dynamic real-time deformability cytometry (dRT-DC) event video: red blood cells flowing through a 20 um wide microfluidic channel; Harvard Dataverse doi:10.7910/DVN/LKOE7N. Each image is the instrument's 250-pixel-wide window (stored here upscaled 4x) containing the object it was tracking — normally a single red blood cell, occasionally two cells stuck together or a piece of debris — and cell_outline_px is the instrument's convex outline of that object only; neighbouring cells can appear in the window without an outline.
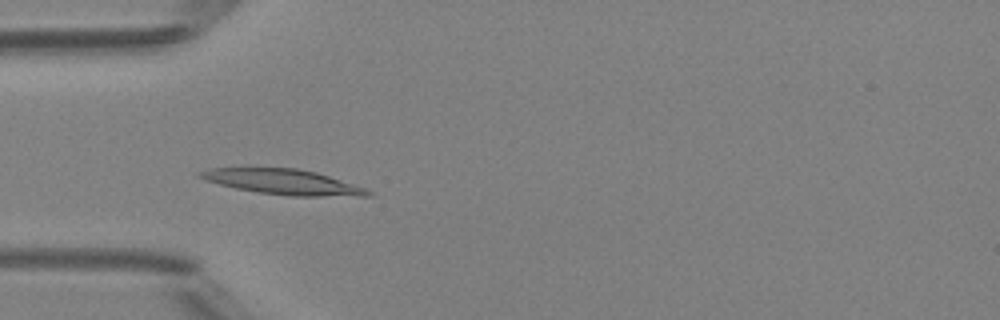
{"species": "Egyptian fruit bat (a non-hibernating species)", "species_latin": "Rousettus aegyptiacus", "temperature_condition": "room temperature", "stored_images_in_passage": 42, "camera_frame_rate_fps": 3000, "um_per_image_px": 0.085, "animal": {"sex": "female"}, "frame": {"image": 1, "passage_image": 14, "time_ms": 4.333, "image_size_px": [1000, 320], "cell_outline_px": [[372, 196], [292, 196], [260, 192], [236, 188], [220, 184], [196, 176], [196, 172], [208, 168], [296, 168], [316, 172], [364, 188], [372, 192]], "centroid_in_image_um": [24.03, 15.45], "position_along_channel_um": 61.0, "area_um2": 24.28}}
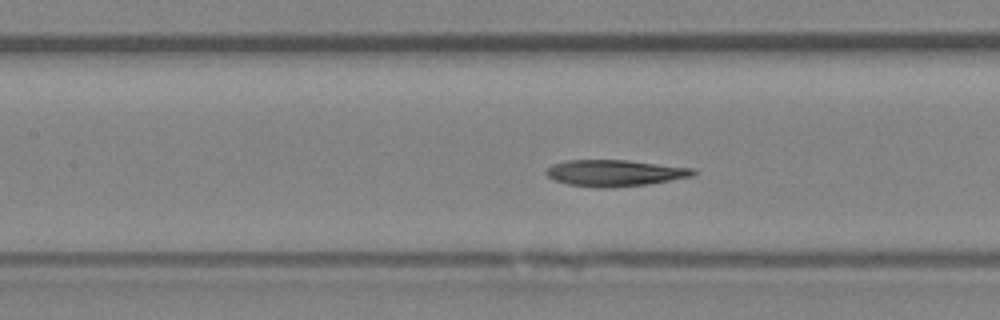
{"frame": {"image": 2, "passage_image": 21, "time_ms": 6.667, "image_size_px": [1000, 320], "cell_outline_px": [[696, 172], [692, 176], [648, 184], [612, 188], [596, 188], [568, 184], [556, 180], [548, 176], [544, 172], [552, 164], [564, 160], [628, 160], [696, 168]], "centroid_in_image_um": [52.26, 14.7], "position_along_channel_um": 155.1, "area_um2": 22.77}}
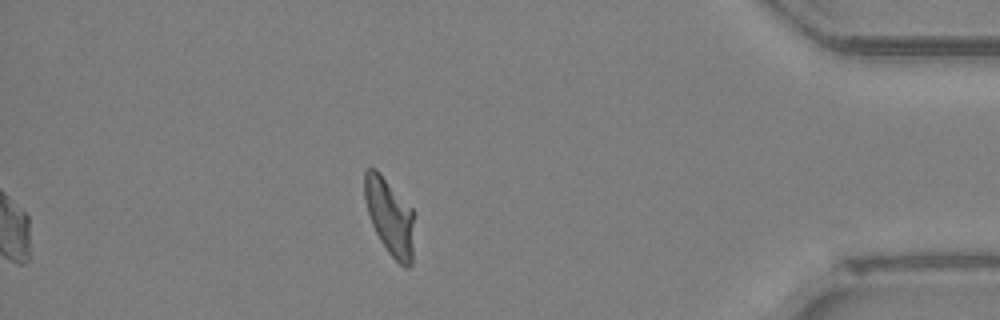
{"frame": {"image": 3, "passage_image": 42, "time_ms": 13.667, "image_size_px": [1000, 320], "cell_outline_px": [[412, 264], [408, 268], [404, 268], [388, 252], [380, 240], [372, 224], [368, 212], [364, 196], [364, 172], [368, 168], [376, 168], [380, 172], [412, 208]], "centroid_in_image_um": [33.1, 18.39], "position_along_channel_um": 402.1, "area_um2": 21.85}, "authors_computed_cell_mechanics": {"area_um2": 22.7443, "velocity_mm_per_s": 4.1371, "shape_relaxation_time_tau1_ms": 9.1433, "shape_relaxation_time_tau2_ms": 4.1117, "deformation_change_tau1": 0.2711, "deformation_change_tau2": 0.1132}}